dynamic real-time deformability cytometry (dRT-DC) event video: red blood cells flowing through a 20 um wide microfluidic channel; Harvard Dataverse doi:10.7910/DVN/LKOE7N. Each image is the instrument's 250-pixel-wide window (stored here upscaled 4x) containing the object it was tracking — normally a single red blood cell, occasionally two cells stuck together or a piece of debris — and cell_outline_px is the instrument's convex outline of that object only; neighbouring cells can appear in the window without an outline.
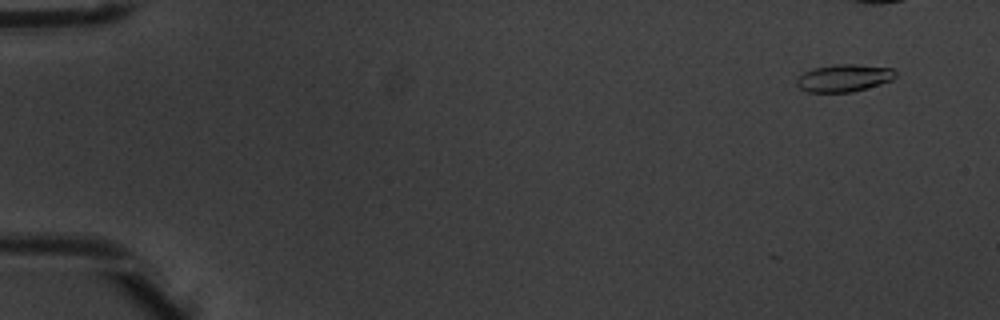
{"species": "common noctule bat (a hibernating species)", "species_latin": "Nyctalus noctula", "temperature_condition": "warm", "stored_images_in_passage": 9, "camera_frame_rate_fps": 3000, "um_per_image_px": 0.085, "animal": {"sex": "male", "body_mass_g": 20.1, "forearm_length_mm": 53.5}, "frame": {"image": 1, "passage_image": 1, "time_ms": 0.0, "image_size_px": [1000, 320], "cell_outline_px": [[896, 76], [892, 80], [880, 84], [852, 92], [808, 92], [800, 88], [796, 84], [796, 76], [812, 68], [836, 64], [856, 64], [892, 68], [896, 72]], "centroid_in_image_um": [71.71, 6.62], "position_along_channel_um": 13.3, "area_um2": 15.9}}
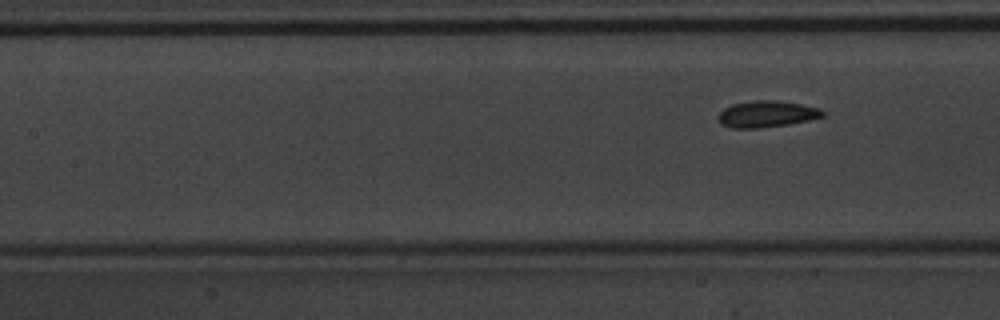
{"frame": {"image": 2, "passage_image": 9, "time_ms": 2.667, "image_size_px": [1000, 320], "cell_outline_px": [[824, 116], [808, 120], [788, 124], [756, 128], [732, 128], [720, 124], [716, 116], [724, 108], [732, 104], [756, 100], [772, 100], [800, 104], [820, 108], [824, 112]], "centroid_in_image_um": [65.12, 9.69], "position_along_channel_um": 142.3, "area_um2": 16.01}}